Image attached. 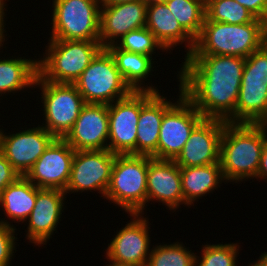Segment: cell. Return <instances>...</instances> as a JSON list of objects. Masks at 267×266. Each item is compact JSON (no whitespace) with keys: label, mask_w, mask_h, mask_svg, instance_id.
I'll list each match as a JSON object with an SVG mask.
<instances>
[{"label":"cell","mask_w":267,"mask_h":266,"mask_svg":"<svg viewBox=\"0 0 267 266\" xmlns=\"http://www.w3.org/2000/svg\"><path fill=\"white\" fill-rule=\"evenodd\" d=\"M48 44L37 60L38 75L54 83L74 84L103 49L100 41L49 39Z\"/></svg>","instance_id":"4"},{"label":"cell","mask_w":267,"mask_h":266,"mask_svg":"<svg viewBox=\"0 0 267 266\" xmlns=\"http://www.w3.org/2000/svg\"><path fill=\"white\" fill-rule=\"evenodd\" d=\"M151 91H132L108 105V150L114 154H135L137 123L141 108L155 95Z\"/></svg>","instance_id":"9"},{"label":"cell","mask_w":267,"mask_h":266,"mask_svg":"<svg viewBox=\"0 0 267 266\" xmlns=\"http://www.w3.org/2000/svg\"><path fill=\"white\" fill-rule=\"evenodd\" d=\"M116 154L110 150L75 151L70 178L65 189L73 192L99 191L101 197L107 191Z\"/></svg>","instance_id":"11"},{"label":"cell","mask_w":267,"mask_h":266,"mask_svg":"<svg viewBox=\"0 0 267 266\" xmlns=\"http://www.w3.org/2000/svg\"><path fill=\"white\" fill-rule=\"evenodd\" d=\"M205 21L227 24L253 22L256 17L235 0H205Z\"/></svg>","instance_id":"28"},{"label":"cell","mask_w":267,"mask_h":266,"mask_svg":"<svg viewBox=\"0 0 267 266\" xmlns=\"http://www.w3.org/2000/svg\"><path fill=\"white\" fill-rule=\"evenodd\" d=\"M9 134L0 129V152L21 176L28 173L56 139L42 125Z\"/></svg>","instance_id":"13"},{"label":"cell","mask_w":267,"mask_h":266,"mask_svg":"<svg viewBox=\"0 0 267 266\" xmlns=\"http://www.w3.org/2000/svg\"><path fill=\"white\" fill-rule=\"evenodd\" d=\"M16 227L7 222V220L0 219V266H10V261L14 250L16 249V237L14 236Z\"/></svg>","instance_id":"32"},{"label":"cell","mask_w":267,"mask_h":266,"mask_svg":"<svg viewBox=\"0 0 267 266\" xmlns=\"http://www.w3.org/2000/svg\"><path fill=\"white\" fill-rule=\"evenodd\" d=\"M147 5L141 0L101 6L99 40L103 48L115 44L130 31L145 27Z\"/></svg>","instance_id":"17"},{"label":"cell","mask_w":267,"mask_h":266,"mask_svg":"<svg viewBox=\"0 0 267 266\" xmlns=\"http://www.w3.org/2000/svg\"><path fill=\"white\" fill-rule=\"evenodd\" d=\"M261 254L254 264H249L248 266H267V252Z\"/></svg>","instance_id":"39"},{"label":"cell","mask_w":267,"mask_h":266,"mask_svg":"<svg viewBox=\"0 0 267 266\" xmlns=\"http://www.w3.org/2000/svg\"><path fill=\"white\" fill-rule=\"evenodd\" d=\"M4 11H7V9H3V8H0V48L3 47L2 43H4L5 41V35L4 33L6 32L4 30V27H5V21H4V18H5V12ZM1 50V49H0Z\"/></svg>","instance_id":"37"},{"label":"cell","mask_w":267,"mask_h":266,"mask_svg":"<svg viewBox=\"0 0 267 266\" xmlns=\"http://www.w3.org/2000/svg\"><path fill=\"white\" fill-rule=\"evenodd\" d=\"M136 0H99V3L101 6H111V5H116V4H121V3H126V2H132Z\"/></svg>","instance_id":"38"},{"label":"cell","mask_w":267,"mask_h":266,"mask_svg":"<svg viewBox=\"0 0 267 266\" xmlns=\"http://www.w3.org/2000/svg\"><path fill=\"white\" fill-rule=\"evenodd\" d=\"M6 1V0H5ZM4 0H0V8H3V9H5L6 8V5L7 4H5L6 2H5Z\"/></svg>","instance_id":"41"},{"label":"cell","mask_w":267,"mask_h":266,"mask_svg":"<svg viewBox=\"0 0 267 266\" xmlns=\"http://www.w3.org/2000/svg\"><path fill=\"white\" fill-rule=\"evenodd\" d=\"M34 86L40 88L45 117L42 125L55 138L63 139L86 104L74 84L43 80L38 74Z\"/></svg>","instance_id":"8"},{"label":"cell","mask_w":267,"mask_h":266,"mask_svg":"<svg viewBox=\"0 0 267 266\" xmlns=\"http://www.w3.org/2000/svg\"><path fill=\"white\" fill-rule=\"evenodd\" d=\"M178 72L183 95L204 118L235 123L245 58L187 55Z\"/></svg>","instance_id":"1"},{"label":"cell","mask_w":267,"mask_h":266,"mask_svg":"<svg viewBox=\"0 0 267 266\" xmlns=\"http://www.w3.org/2000/svg\"><path fill=\"white\" fill-rule=\"evenodd\" d=\"M226 121L204 118L190 133L181 153L174 160L179 167L219 163L220 139Z\"/></svg>","instance_id":"16"},{"label":"cell","mask_w":267,"mask_h":266,"mask_svg":"<svg viewBox=\"0 0 267 266\" xmlns=\"http://www.w3.org/2000/svg\"><path fill=\"white\" fill-rule=\"evenodd\" d=\"M74 154L64 139L56 138L25 176L40 189L65 191Z\"/></svg>","instance_id":"14"},{"label":"cell","mask_w":267,"mask_h":266,"mask_svg":"<svg viewBox=\"0 0 267 266\" xmlns=\"http://www.w3.org/2000/svg\"><path fill=\"white\" fill-rule=\"evenodd\" d=\"M267 42V23L256 18L244 24L204 21L189 55H230L247 58Z\"/></svg>","instance_id":"3"},{"label":"cell","mask_w":267,"mask_h":266,"mask_svg":"<svg viewBox=\"0 0 267 266\" xmlns=\"http://www.w3.org/2000/svg\"><path fill=\"white\" fill-rule=\"evenodd\" d=\"M38 74L37 60L22 57L0 59V96L33 88Z\"/></svg>","instance_id":"26"},{"label":"cell","mask_w":267,"mask_h":266,"mask_svg":"<svg viewBox=\"0 0 267 266\" xmlns=\"http://www.w3.org/2000/svg\"><path fill=\"white\" fill-rule=\"evenodd\" d=\"M260 178V179H259ZM261 178L264 180H267V140L264 142L261 160H260V166L259 170L257 172L256 179L261 180Z\"/></svg>","instance_id":"36"},{"label":"cell","mask_w":267,"mask_h":266,"mask_svg":"<svg viewBox=\"0 0 267 266\" xmlns=\"http://www.w3.org/2000/svg\"><path fill=\"white\" fill-rule=\"evenodd\" d=\"M235 123L267 124V78L242 76Z\"/></svg>","instance_id":"22"},{"label":"cell","mask_w":267,"mask_h":266,"mask_svg":"<svg viewBox=\"0 0 267 266\" xmlns=\"http://www.w3.org/2000/svg\"><path fill=\"white\" fill-rule=\"evenodd\" d=\"M180 174L184 202L188 207L205 194L218 189L222 181H225L220 162L204 166L180 167Z\"/></svg>","instance_id":"24"},{"label":"cell","mask_w":267,"mask_h":266,"mask_svg":"<svg viewBox=\"0 0 267 266\" xmlns=\"http://www.w3.org/2000/svg\"><path fill=\"white\" fill-rule=\"evenodd\" d=\"M37 195V187L26 177L19 176L0 194V206L9 220L22 223L29 218Z\"/></svg>","instance_id":"25"},{"label":"cell","mask_w":267,"mask_h":266,"mask_svg":"<svg viewBox=\"0 0 267 266\" xmlns=\"http://www.w3.org/2000/svg\"><path fill=\"white\" fill-rule=\"evenodd\" d=\"M20 174L12 167L9 161L0 152V194L8 186L11 185Z\"/></svg>","instance_id":"34"},{"label":"cell","mask_w":267,"mask_h":266,"mask_svg":"<svg viewBox=\"0 0 267 266\" xmlns=\"http://www.w3.org/2000/svg\"><path fill=\"white\" fill-rule=\"evenodd\" d=\"M145 27L152 32L166 52L184 42L187 48L185 56L194 48L195 40L181 27L166 3L147 6Z\"/></svg>","instance_id":"21"},{"label":"cell","mask_w":267,"mask_h":266,"mask_svg":"<svg viewBox=\"0 0 267 266\" xmlns=\"http://www.w3.org/2000/svg\"><path fill=\"white\" fill-rule=\"evenodd\" d=\"M181 242L153 246L146 266H195L196 254Z\"/></svg>","instance_id":"29"},{"label":"cell","mask_w":267,"mask_h":266,"mask_svg":"<svg viewBox=\"0 0 267 266\" xmlns=\"http://www.w3.org/2000/svg\"><path fill=\"white\" fill-rule=\"evenodd\" d=\"M50 39L100 41L99 0H52Z\"/></svg>","instance_id":"6"},{"label":"cell","mask_w":267,"mask_h":266,"mask_svg":"<svg viewBox=\"0 0 267 266\" xmlns=\"http://www.w3.org/2000/svg\"><path fill=\"white\" fill-rule=\"evenodd\" d=\"M163 115L157 145V159L175 160L188 141L190 133L204 119L203 115L183 95Z\"/></svg>","instance_id":"10"},{"label":"cell","mask_w":267,"mask_h":266,"mask_svg":"<svg viewBox=\"0 0 267 266\" xmlns=\"http://www.w3.org/2000/svg\"><path fill=\"white\" fill-rule=\"evenodd\" d=\"M247 8L256 18L267 23V0H235Z\"/></svg>","instance_id":"35"},{"label":"cell","mask_w":267,"mask_h":266,"mask_svg":"<svg viewBox=\"0 0 267 266\" xmlns=\"http://www.w3.org/2000/svg\"><path fill=\"white\" fill-rule=\"evenodd\" d=\"M119 40L115 43L119 49L151 57L156 49L166 50L147 27L130 31Z\"/></svg>","instance_id":"30"},{"label":"cell","mask_w":267,"mask_h":266,"mask_svg":"<svg viewBox=\"0 0 267 266\" xmlns=\"http://www.w3.org/2000/svg\"><path fill=\"white\" fill-rule=\"evenodd\" d=\"M156 93L140 110L137 123L136 155L157 159V145L164 113L174 104Z\"/></svg>","instance_id":"20"},{"label":"cell","mask_w":267,"mask_h":266,"mask_svg":"<svg viewBox=\"0 0 267 266\" xmlns=\"http://www.w3.org/2000/svg\"><path fill=\"white\" fill-rule=\"evenodd\" d=\"M239 247L237 243L212 245L207 243L202 247V258L196 256L195 266H237Z\"/></svg>","instance_id":"31"},{"label":"cell","mask_w":267,"mask_h":266,"mask_svg":"<svg viewBox=\"0 0 267 266\" xmlns=\"http://www.w3.org/2000/svg\"><path fill=\"white\" fill-rule=\"evenodd\" d=\"M131 221L122 227L108 244V261L127 266H146L150 255L149 221L142 214H130Z\"/></svg>","instance_id":"12"},{"label":"cell","mask_w":267,"mask_h":266,"mask_svg":"<svg viewBox=\"0 0 267 266\" xmlns=\"http://www.w3.org/2000/svg\"><path fill=\"white\" fill-rule=\"evenodd\" d=\"M86 103L109 105L133 90L124 81L110 52L103 48L74 82Z\"/></svg>","instance_id":"7"},{"label":"cell","mask_w":267,"mask_h":266,"mask_svg":"<svg viewBox=\"0 0 267 266\" xmlns=\"http://www.w3.org/2000/svg\"><path fill=\"white\" fill-rule=\"evenodd\" d=\"M166 5L181 27L195 40L206 18L205 0H168Z\"/></svg>","instance_id":"27"},{"label":"cell","mask_w":267,"mask_h":266,"mask_svg":"<svg viewBox=\"0 0 267 266\" xmlns=\"http://www.w3.org/2000/svg\"><path fill=\"white\" fill-rule=\"evenodd\" d=\"M149 156L117 154L104 198L128 214H144L147 203ZM146 205V206H145Z\"/></svg>","instance_id":"5"},{"label":"cell","mask_w":267,"mask_h":266,"mask_svg":"<svg viewBox=\"0 0 267 266\" xmlns=\"http://www.w3.org/2000/svg\"><path fill=\"white\" fill-rule=\"evenodd\" d=\"M141 1L147 6H150L153 4L166 3L168 0H141Z\"/></svg>","instance_id":"40"},{"label":"cell","mask_w":267,"mask_h":266,"mask_svg":"<svg viewBox=\"0 0 267 266\" xmlns=\"http://www.w3.org/2000/svg\"><path fill=\"white\" fill-rule=\"evenodd\" d=\"M106 266H127V265H119V264H115V263H110L109 261V265L107 264Z\"/></svg>","instance_id":"42"},{"label":"cell","mask_w":267,"mask_h":266,"mask_svg":"<svg viewBox=\"0 0 267 266\" xmlns=\"http://www.w3.org/2000/svg\"><path fill=\"white\" fill-rule=\"evenodd\" d=\"M242 76L267 78V42L245 58Z\"/></svg>","instance_id":"33"},{"label":"cell","mask_w":267,"mask_h":266,"mask_svg":"<svg viewBox=\"0 0 267 266\" xmlns=\"http://www.w3.org/2000/svg\"><path fill=\"white\" fill-rule=\"evenodd\" d=\"M147 203L162 202L174 212L185 204L180 167L174 160H160L149 156L147 169Z\"/></svg>","instance_id":"19"},{"label":"cell","mask_w":267,"mask_h":266,"mask_svg":"<svg viewBox=\"0 0 267 266\" xmlns=\"http://www.w3.org/2000/svg\"><path fill=\"white\" fill-rule=\"evenodd\" d=\"M108 124V105L86 103L63 139L75 151L107 150Z\"/></svg>","instance_id":"15"},{"label":"cell","mask_w":267,"mask_h":266,"mask_svg":"<svg viewBox=\"0 0 267 266\" xmlns=\"http://www.w3.org/2000/svg\"><path fill=\"white\" fill-rule=\"evenodd\" d=\"M106 49L113 56L124 81L133 91L147 90L159 93L157 87L143 84L145 79L148 80L151 71H154L152 68L155 61H152L154 59L151 56L119 49L115 44L109 45Z\"/></svg>","instance_id":"23"},{"label":"cell","mask_w":267,"mask_h":266,"mask_svg":"<svg viewBox=\"0 0 267 266\" xmlns=\"http://www.w3.org/2000/svg\"><path fill=\"white\" fill-rule=\"evenodd\" d=\"M66 193L58 189H40L37 187L36 202L27 219V239L36 246L47 244L64 209Z\"/></svg>","instance_id":"18"},{"label":"cell","mask_w":267,"mask_h":266,"mask_svg":"<svg viewBox=\"0 0 267 266\" xmlns=\"http://www.w3.org/2000/svg\"><path fill=\"white\" fill-rule=\"evenodd\" d=\"M265 123L226 122L220 139L219 162L225 182L256 178L264 142Z\"/></svg>","instance_id":"2"}]
</instances>
